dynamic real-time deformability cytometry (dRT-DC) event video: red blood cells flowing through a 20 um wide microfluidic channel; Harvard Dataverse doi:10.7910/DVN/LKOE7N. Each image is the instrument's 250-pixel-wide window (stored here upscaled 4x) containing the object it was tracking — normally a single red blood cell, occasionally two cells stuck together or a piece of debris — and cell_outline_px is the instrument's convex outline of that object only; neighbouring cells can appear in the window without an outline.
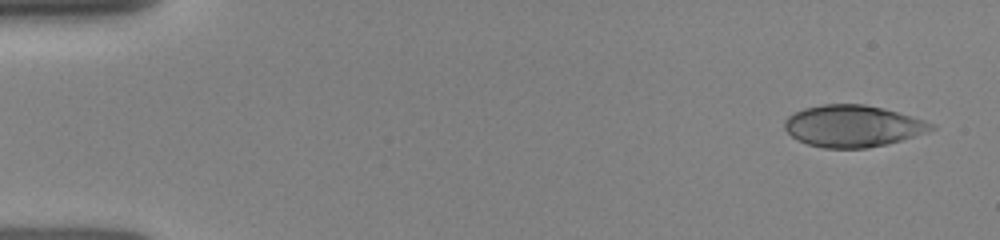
{"species": "human", "species_latin": "Homo sapiens", "temperature_condition": "room temperature", "stored_images_in_passage": 34, "camera_frame_rate_fps": 3000, "um_per_image_px": 0.085, "donor": {"sex": "female"}, "frame": {"image": 1, "passage_image": 1, "time_ms": 0.0, "image_size_px": [1000, 240], "cell_outline_px": [[936, 128], [900, 140], [868, 148], [824, 148], [808, 144], [792, 136], [784, 128], [784, 120], [788, 116], [804, 108], [824, 104], [864, 104], [884, 108], [924, 120], [936, 124]], "centroid_in_image_um": [72.47, 10.7], "position_along_channel_um": 12.5, "area_um2": 35.32}}
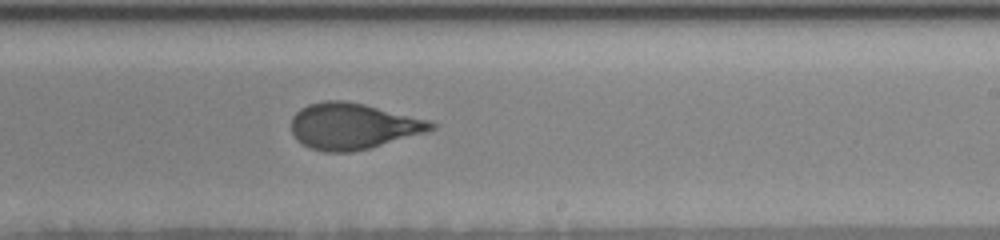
{"frame": {"image": 2, "passage_image": 18, "time_ms": 9.0, "image_size_px": [1000, 240], "cell_outline_px": [[436, 128], [428, 132], [368, 148], [352, 152], [324, 152], [308, 148], [292, 132], [292, 116], [300, 108], [308, 104], [324, 100], [344, 100], [364, 104], [432, 120], [436, 124]], "centroid_in_image_um": [30.03, 10.71], "position_along_channel_um": 259.0, "area_um2": 37.69}}
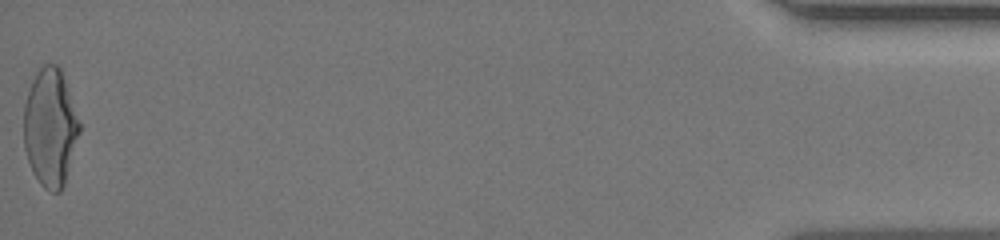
{"frame": {"image": 3, "passage_image": 34, "time_ms": 15.333, "image_size_px": [1000, 240], "cell_outline_px": [[80, 132], [64, 184], [60, 192], [52, 192], [44, 188], [40, 184], [32, 172], [24, 148], [24, 104], [32, 80], [36, 72], [44, 64], [56, 64], [60, 68], [80, 124]], "centroid_in_image_um": [4.25, 10.86], "position_along_channel_um": 430.9, "area_um2": 37.92}}